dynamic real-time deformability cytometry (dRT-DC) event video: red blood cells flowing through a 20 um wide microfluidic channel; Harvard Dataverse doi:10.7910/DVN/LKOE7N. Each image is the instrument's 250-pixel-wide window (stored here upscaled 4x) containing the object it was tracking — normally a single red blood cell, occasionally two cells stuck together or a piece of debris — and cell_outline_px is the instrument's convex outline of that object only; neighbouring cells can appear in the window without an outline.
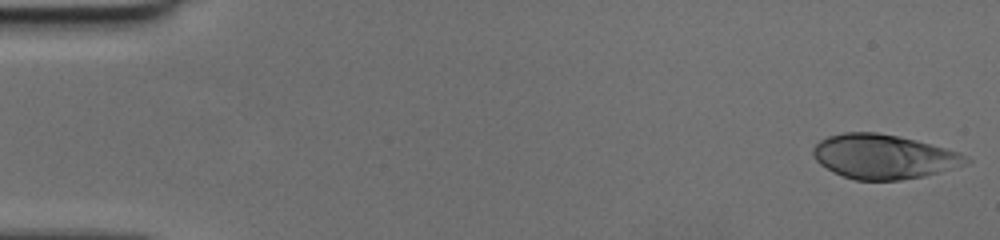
{"species": "human", "species_latin": "Homo sapiens", "temperature_condition": "cold", "stored_images_in_passage": 49, "camera_frame_rate_fps": 3000, "um_per_image_px": 0.085, "donor": {"sex": "female"}, "frame": {"image": 1, "passage_image": 1, "time_ms": 0.0, "image_size_px": [1000, 240], "cell_outline_px": [[972, 160], [968, 164], [924, 176], [900, 180], [856, 180], [832, 172], [820, 164], [812, 156], [812, 148], [820, 140], [828, 136], [844, 132], [876, 132], [900, 136], [916, 140], [960, 152]], "centroid_in_image_um": [75.1, 13.31], "position_along_channel_um": 9.9, "area_um2": 39.71}}
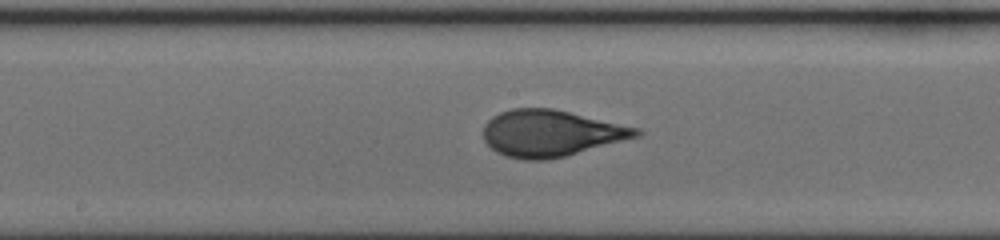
{"frame": {"image": 2, "passage_image": 26, "time_ms": 8.333, "image_size_px": [1000, 240], "cell_outline_px": [[644, 132], [640, 136], [564, 156], [548, 160], [524, 160], [504, 156], [496, 152], [484, 140], [484, 124], [492, 116], [500, 112], [512, 108], [552, 108], [640, 128]], "centroid_in_image_um": [46.81, 11.33], "position_along_channel_um": 201.4, "area_um2": 41.38}}
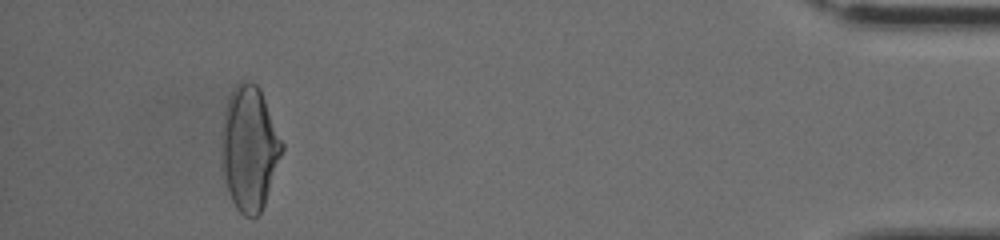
{"frame": {"image": 3, "passage_image": 46, "time_ms": 15.0, "image_size_px": [1000, 240], "cell_outline_px": [[284, 148], [264, 204], [260, 212], [252, 220], [244, 216], [236, 208], [228, 192], [220, 168], [220, 148], [224, 112], [228, 100], [236, 84], [240, 80], [252, 80], [260, 88], [284, 144]], "centroid_in_image_um": [21.17, 12.61], "position_along_channel_um": 414.0, "area_um2": 44.33}}